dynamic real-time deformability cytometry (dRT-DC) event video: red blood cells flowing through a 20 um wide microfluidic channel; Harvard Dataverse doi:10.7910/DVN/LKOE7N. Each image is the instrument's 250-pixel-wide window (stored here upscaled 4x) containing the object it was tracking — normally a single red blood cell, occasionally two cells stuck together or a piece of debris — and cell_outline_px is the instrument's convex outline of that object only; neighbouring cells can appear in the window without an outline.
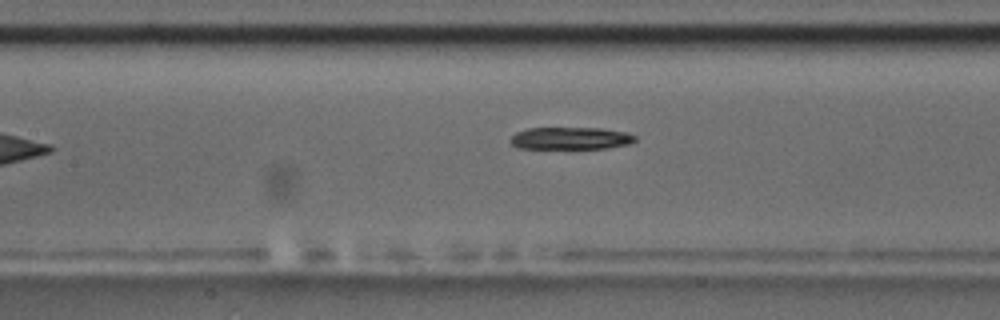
{"species": "common noctule bat (a hibernating species)", "species_latin": "Nyctalus noctula", "temperature_condition": "room temperature", "stored_images_in_passage": 8, "camera_frame_rate_fps": 3000, "um_per_image_px": 0.085, "animal": {"sex": "male", "body_mass_g": 17.5, "forearm_length_mm": 52.3}, "frame": {"image": 1, "passage_image": 8, "time_ms": 9.0, "image_size_px": [1000, 320], "cell_outline_px": [[636, 140], [628, 144], [608, 148], [520, 148], [512, 144], [508, 140], [516, 132], [528, 128], [600, 128], [628, 132], [636, 136]], "centroid_in_image_um": [48.51, 11.75], "position_along_channel_um": 158.9, "area_um2": 16.18}}